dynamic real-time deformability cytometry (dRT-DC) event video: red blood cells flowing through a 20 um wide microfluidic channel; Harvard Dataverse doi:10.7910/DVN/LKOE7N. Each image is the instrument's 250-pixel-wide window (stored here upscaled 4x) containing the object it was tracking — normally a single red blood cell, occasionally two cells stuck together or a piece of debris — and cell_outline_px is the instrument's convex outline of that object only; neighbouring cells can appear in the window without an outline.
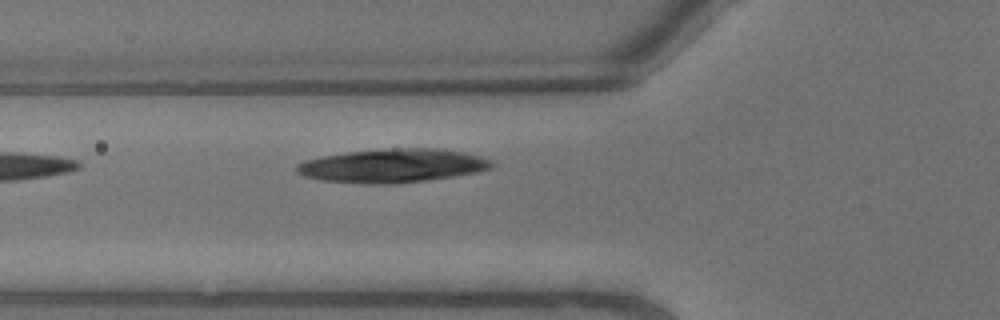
{"species": "common noctule bat (a hibernating species)", "species_latin": "Nyctalus noctula", "temperature_condition": "warm", "stored_images_in_passage": 3, "camera_frame_rate_fps": 3000, "um_per_image_px": 0.085, "animal": {"sex": "male", "body_mass_g": 13.3}, "frame": {"image": 1, "passage_image": 3, "time_ms": 0.667, "image_size_px": [1000, 320], "cell_outline_px": [[496, 164], [492, 168], [480, 172], [456, 176], [428, 180], [396, 184], [364, 184], [320, 180], [304, 176], [296, 172], [296, 164], [304, 160], [324, 156], [348, 152], [404, 148], [432, 148], [464, 152], [480, 156], [492, 160]], "centroid_in_image_um": [33.41, 14.1], "position_along_channel_um": 92.4, "area_um2": 38.44}}